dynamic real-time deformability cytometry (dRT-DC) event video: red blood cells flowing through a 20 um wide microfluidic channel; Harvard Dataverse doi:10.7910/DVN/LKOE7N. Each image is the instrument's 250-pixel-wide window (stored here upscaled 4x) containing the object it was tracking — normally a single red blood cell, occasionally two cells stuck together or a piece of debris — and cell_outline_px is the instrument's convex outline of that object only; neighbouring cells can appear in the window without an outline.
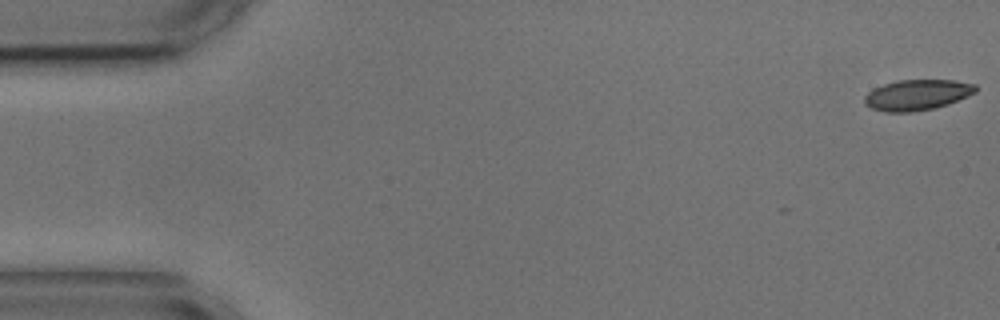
{"species": "common noctule bat (a hibernating species)", "species_latin": "Nyctalus noctula", "temperature_condition": "cold", "stored_images_in_passage": 55, "camera_frame_rate_fps": 3000, "um_per_image_px": 0.085, "animal": {"sex": "male", "body_mass_g": 17.9, "forearm_length_mm": 54.2}, "frame": {"image": 1, "passage_image": 1, "time_ms": 0.0, "image_size_px": [1000, 320], "cell_outline_px": [[976, 92], [968, 96], [948, 104], [936, 108], [912, 112], [884, 112], [872, 108], [864, 104], [864, 96], [872, 88], [884, 84], [900, 80], [952, 80], [976, 84]], "centroid_in_image_um": [77.94, 8.07], "position_along_channel_um": 7.1, "area_um2": 19.94}}
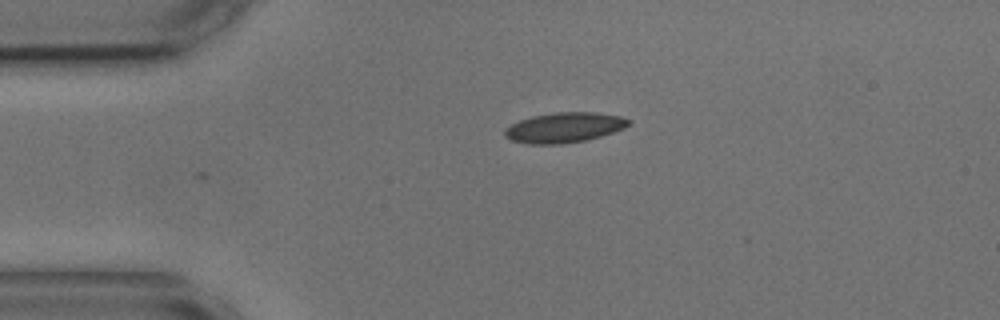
{"frame": {"image": 2, "passage_image": 12, "time_ms": 3.667, "image_size_px": [1000, 320], "cell_outline_px": [[632, 120], [624, 128], [588, 140], [560, 144], [528, 144], [512, 140], [504, 136], [504, 128], [520, 120], [532, 116], [556, 112], [596, 112], [620, 116]], "centroid_in_image_um": [47.95, 10.84], "position_along_channel_um": 37.1, "area_um2": 21.73}}
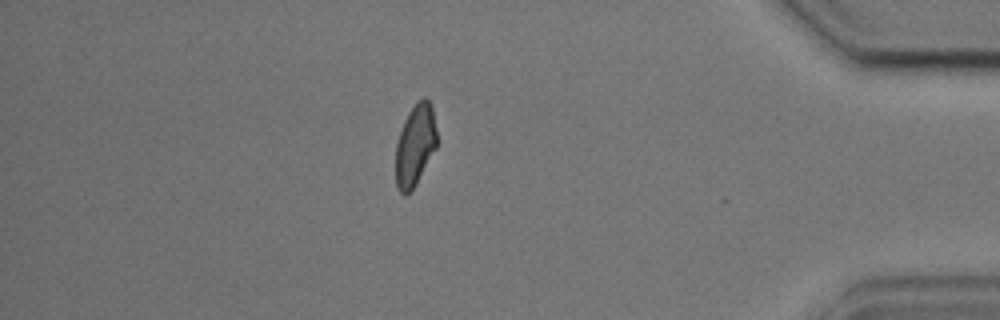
{"frame": {"image": 3, "passage_image": 48, "time_ms": 15.667, "image_size_px": [1000, 320], "cell_outline_px": [[436, 148], [412, 192], [404, 196], [396, 188], [396, 144], [404, 120], [408, 112], [416, 100], [424, 96], [432, 104], [436, 132]], "centroid_in_image_um": [35.28, 12.35], "position_along_channel_um": 399.9, "area_um2": 19.83}, "authors_computed_cell_mechanics": {"area_um2": 20.5768, "velocity_mm_per_s": 3.5898, "shape_relaxation_time_tau1_ms": 2.8503, "shape_relaxation_time_tau2_ms": 0.5949, "deformation_change_tau1": 0.0961, "deformation_change_tau2": 0.0469}}